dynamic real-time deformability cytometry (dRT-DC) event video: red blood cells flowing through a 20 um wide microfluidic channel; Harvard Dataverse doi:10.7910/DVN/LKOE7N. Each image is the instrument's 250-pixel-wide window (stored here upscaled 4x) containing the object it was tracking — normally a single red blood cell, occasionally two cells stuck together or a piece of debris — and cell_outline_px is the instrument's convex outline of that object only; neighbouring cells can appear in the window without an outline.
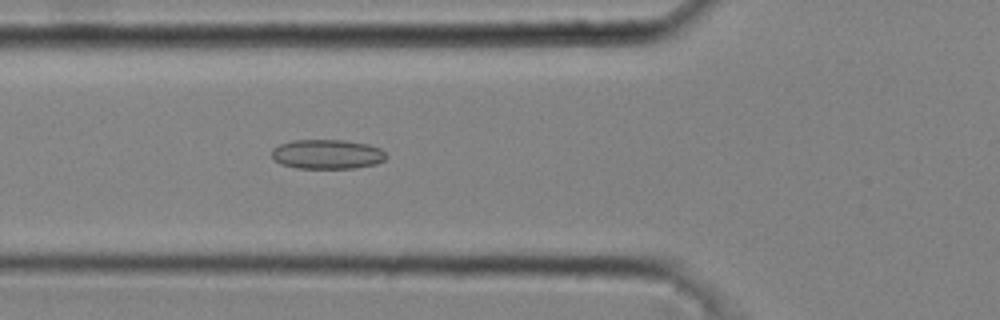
{"species": "common noctule bat (a hibernating species)", "species_latin": "Nyctalus noctula", "temperature_condition": "cold", "stored_images_in_passage": 21, "camera_frame_rate_fps": 3000, "um_per_image_px": 0.085, "animal": {"sex": "male", "body_mass_g": 20.4}, "frame": {"image": 1, "passage_image": 3, "time_ms": 0.667, "image_size_px": [1000, 320], "cell_outline_px": [[388, 156], [384, 160], [376, 164], [356, 168], [296, 168], [280, 164], [272, 156], [272, 148], [280, 144], [292, 140], [344, 140], [368, 144], [380, 148]], "centroid_in_image_um": [27.82, 13.11], "position_along_channel_um": 98.0, "area_um2": 19.77}}
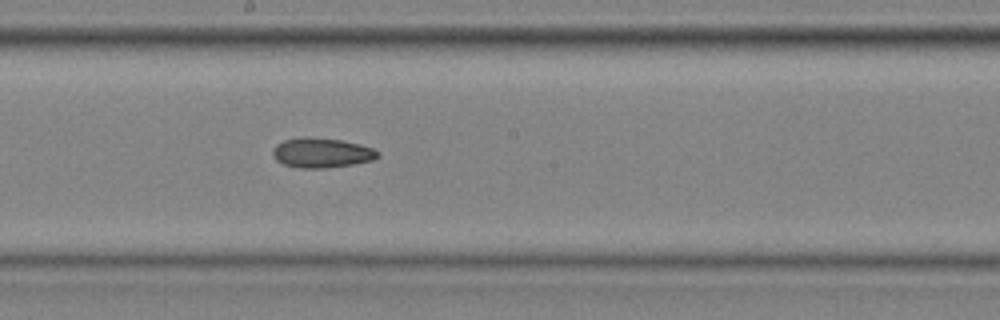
{"frame": {"image": 2, "passage_image": 12, "time_ms": 3.667, "image_size_px": [1000, 320], "cell_outline_px": [[380, 156], [372, 160], [352, 164], [324, 168], [300, 168], [284, 164], [276, 160], [272, 156], [272, 148], [276, 144], [284, 140], [304, 136], [308, 136], [340, 140], [360, 144], [372, 148], [380, 152]], "centroid_in_image_um": [27.31, 12.98], "position_along_channel_um": 220.9, "area_um2": 18.32}}
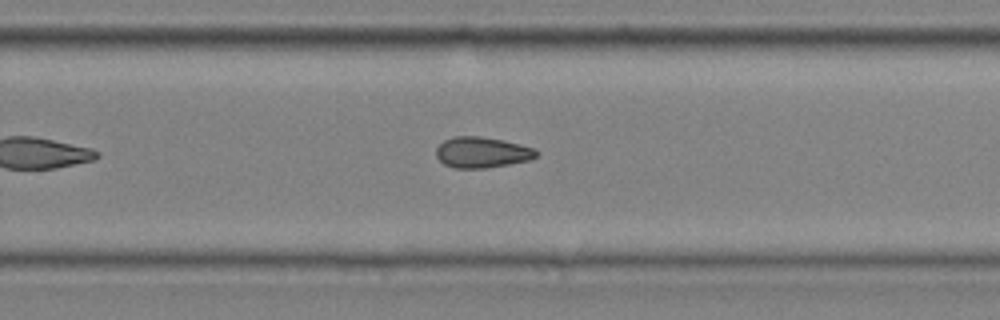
{"frame": {"image": 3, "passage_image": 17, "time_ms": 5.333, "image_size_px": [1000, 320], "cell_outline_px": [[540, 152], [536, 156], [528, 160], [508, 164], [484, 168], [452, 168], [444, 164], [436, 156], [436, 148], [444, 140], [452, 136], [480, 136], [520, 144], [536, 148]], "centroid_in_image_um": [40.95, 12.95], "position_along_channel_um": 288.8, "area_um2": 17.98}}